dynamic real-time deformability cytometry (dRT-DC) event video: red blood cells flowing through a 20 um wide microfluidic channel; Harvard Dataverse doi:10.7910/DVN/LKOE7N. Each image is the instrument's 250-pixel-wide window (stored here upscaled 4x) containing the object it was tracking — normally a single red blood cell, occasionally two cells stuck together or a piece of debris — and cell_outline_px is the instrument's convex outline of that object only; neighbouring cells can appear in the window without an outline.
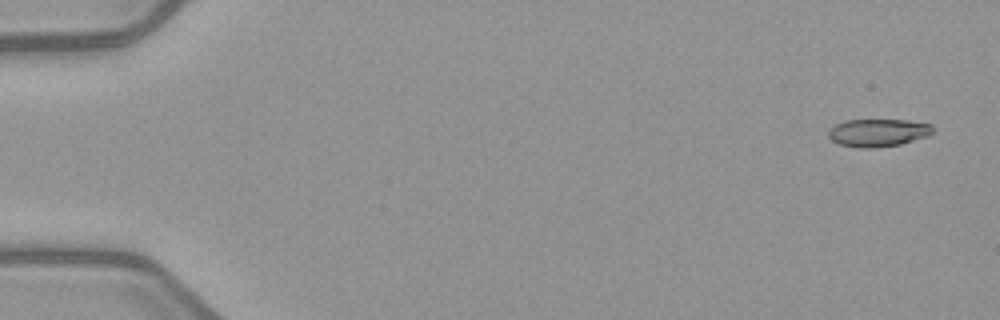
{"species": "common noctule bat (a hibernating species)", "species_latin": "Nyctalus noctula", "temperature_condition": "warm", "stored_images_in_passage": 5, "camera_frame_rate_fps": 3000, "um_per_image_px": 0.085, "animal": {"sex": "female", "body_mass_g": 21.9}, "frame": {"image": 1, "passage_image": 1, "time_ms": 0.0, "image_size_px": [1000, 320], "cell_outline_px": [[932, 132], [928, 136], [900, 144], [872, 148], [860, 148], [840, 144], [832, 140], [828, 136], [828, 132], [836, 124], [844, 120], [908, 120], [932, 124]], "centroid_in_image_um": [74.64, 11.27], "position_along_channel_um": 10.4, "area_um2": 16.76}}
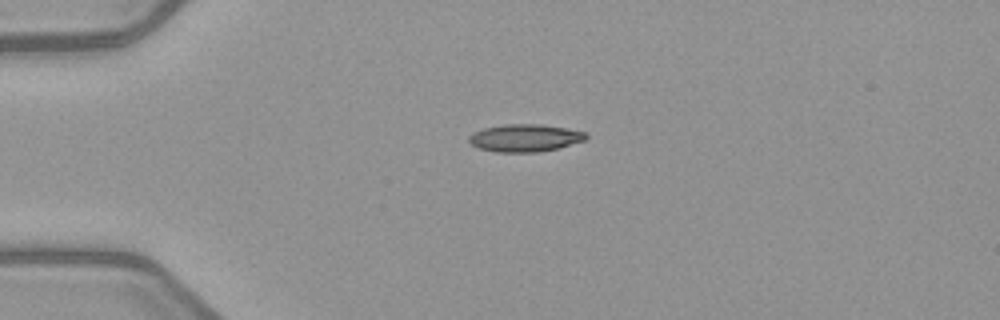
{"frame": {"image": 2, "passage_image": 4, "time_ms": 3.667, "image_size_px": [1000, 320], "cell_outline_px": [[588, 136], [584, 140], [556, 148], [540, 152], [496, 152], [480, 148], [472, 144], [468, 140], [468, 136], [472, 132], [484, 128], [504, 124], [540, 124], [568, 128], [584, 132]], "centroid_in_image_um": [44.58, 11.71], "position_along_channel_um": 40.4, "area_um2": 18.67}}